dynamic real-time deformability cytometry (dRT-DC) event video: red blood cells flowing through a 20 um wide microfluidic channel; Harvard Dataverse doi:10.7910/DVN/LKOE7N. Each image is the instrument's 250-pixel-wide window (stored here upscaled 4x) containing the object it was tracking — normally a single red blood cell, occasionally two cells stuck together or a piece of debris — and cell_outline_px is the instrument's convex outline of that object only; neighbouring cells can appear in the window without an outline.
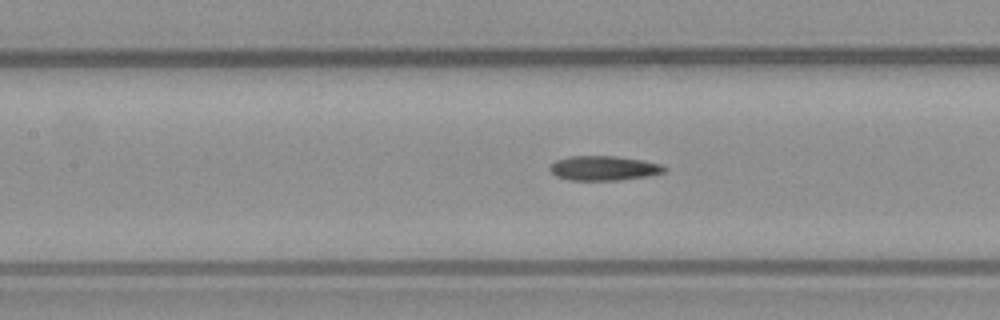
{"species": "common noctule bat (a hibernating species)", "species_latin": "Nyctalus noctula", "temperature_condition": "warm", "stored_images_in_passage": 11, "camera_frame_rate_fps": 3000, "um_per_image_px": 0.085, "animal": {"sex": "male", "body_mass_g": 23.1, "forearm_length_mm": 52.7}, "frame": {"image": 1, "passage_image": 7, "time_ms": 2.0, "image_size_px": [1000, 320], "cell_outline_px": [[668, 172], [652, 176], [620, 180], [568, 180], [556, 176], [548, 168], [556, 160], [568, 156], [616, 156], [644, 160], [664, 164], [668, 168]], "centroid_in_image_um": [51.42, 14.29], "position_along_channel_um": 156.0, "area_um2": 16.82}}
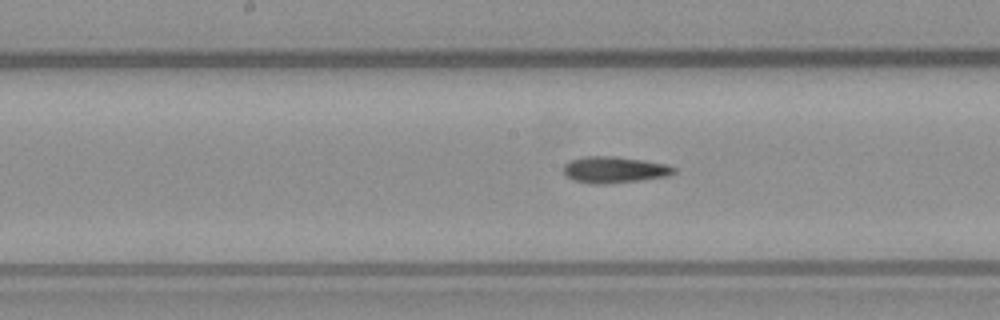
{"frame": {"image": 2, "passage_image": 10, "time_ms": 3.0, "image_size_px": [1000, 320], "cell_outline_px": [[676, 172], [668, 176], [604, 184], [576, 180], [568, 176], [564, 172], [564, 164], [568, 160], [584, 156], [616, 156], [644, 160], [668, 164], [676, 168]], "centroid_in_image_um": [52.25, 14.39], "position_along_channel_um": 195.9, "area_um2": 16.76}}